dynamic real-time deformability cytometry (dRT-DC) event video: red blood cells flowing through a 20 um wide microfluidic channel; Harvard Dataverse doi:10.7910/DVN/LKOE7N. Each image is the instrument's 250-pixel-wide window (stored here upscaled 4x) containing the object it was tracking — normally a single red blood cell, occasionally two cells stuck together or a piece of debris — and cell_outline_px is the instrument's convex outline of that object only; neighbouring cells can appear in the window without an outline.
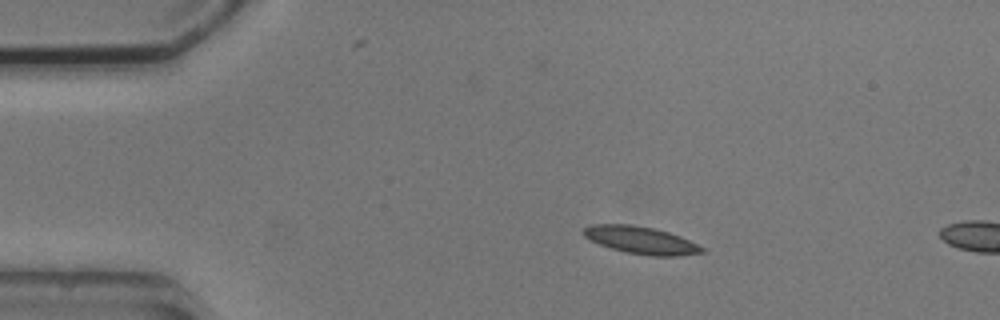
{"species": "common noctule bat (a hibernating species)", "species_latin": "Nyctalus noctula", "temperature_condition": "cold", "stored_images_in_passage": 3, "camera_frame_rate_fps": 3000, "um_per_image_px": 0.085, "animal": {"sex": "male", "body_mass_g": 20.5, "forearm_length_mm": 52.5}, "frame": {"image": 1, "passage_image": 2, "time_ms": 1.333, "image_size_px": [1000, 320], "cell_outline_px": [[704, 252], [680, 256], [652, 256], [628, 252], [612, 248], [600, 244], [584, 236], [580, 232], [584, 228], [592, 224], [632, 224], [652, 228], [668, 232], [680, 236], [704, 248]], "centroid_in_image_um": [54.47, 20.41], "position_along_channel_um": 30.5, "area_um2": 18.67}}